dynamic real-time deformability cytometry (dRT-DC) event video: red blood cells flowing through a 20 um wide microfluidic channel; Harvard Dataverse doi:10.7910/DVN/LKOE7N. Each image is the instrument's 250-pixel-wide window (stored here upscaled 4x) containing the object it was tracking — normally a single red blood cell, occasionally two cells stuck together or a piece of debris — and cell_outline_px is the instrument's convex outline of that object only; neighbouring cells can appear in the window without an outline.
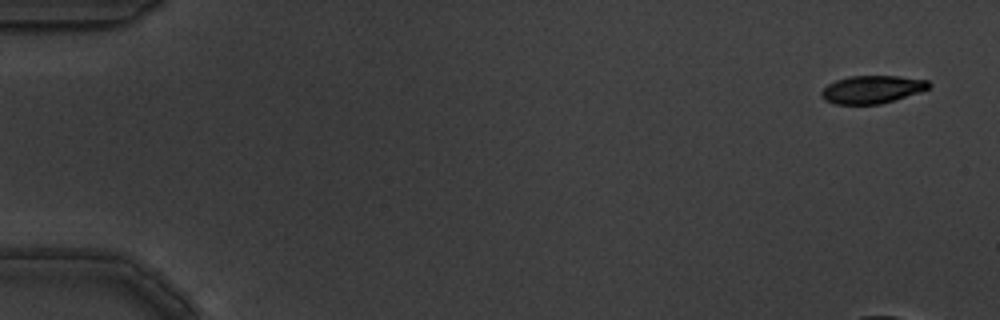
{"species": "common noctule bat (a hibernating species)", "species_latin": "Nyctalus noctula", "temperature_condition": "warm", "stored_images_in_passage": 6, "camera_frame_rate_fps": 3000, "um_per_image_px": 0.085, "animal": {"sex": "male", "body_mass_g": 19.5, "forearm_length_mm": 54.6}, "frame": {"image": 1, "passage_image": 1, "time_ms": 0.0, "image_size_px": [1000, 320], "cell_outline_px": [[932, 84], [928, 88], [880, 104], [836, 104], [824, 100], [820, 96], [820, 92], [828, 84], [836, 80], [848, 76], [896, 76], [928, 80]], "centroid_in_image_um": [74.06, 7.59], "position_along_channel_um": 10.9, "area_um2": 17.17}}